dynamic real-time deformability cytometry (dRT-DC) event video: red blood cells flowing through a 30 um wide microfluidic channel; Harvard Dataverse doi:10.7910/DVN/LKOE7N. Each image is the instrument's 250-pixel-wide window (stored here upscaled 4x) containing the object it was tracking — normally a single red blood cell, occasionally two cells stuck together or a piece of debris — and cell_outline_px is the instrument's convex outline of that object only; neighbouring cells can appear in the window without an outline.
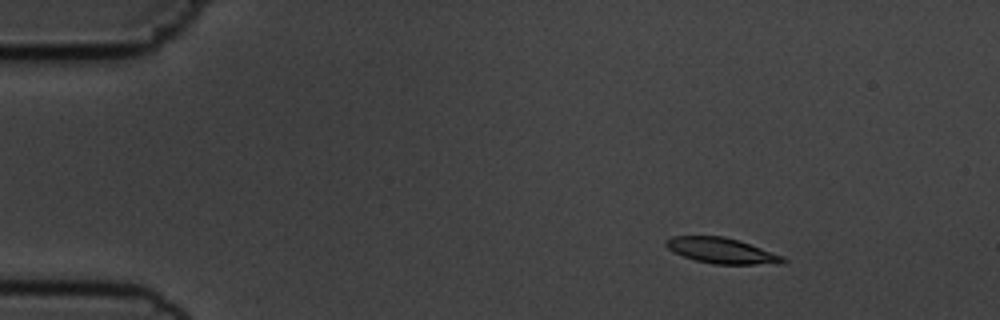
{"species": "common noctule bat (a hibernating species)", "species_latin": "Nyctalus noctula", "temperature_condition": "cold", "stored_images_in_passage": 48, "camera_frame_rate_fps": 3000, "um_per_image_px": 0.085, "animal": {"sex": "male", "body_mass_g": 19.5, "forearm_length_mm": 54.6}, "frame": {"image": 1, "passage_image": 1, "time_ms": 0.0, "image_size_px": [1000, 320], "cell_outline_px": [[788, 260], [784, 264], [712, 264], [696, 260], [684, 256], [668, 248], [664, 244], [664, 240], [672, 236], [724, 236], [740, 240], [784, 256]], "centroid_in_image_um": [61.39, 21.3], "position_along_channel_um": 23.6, "area_um2": 17.57}}
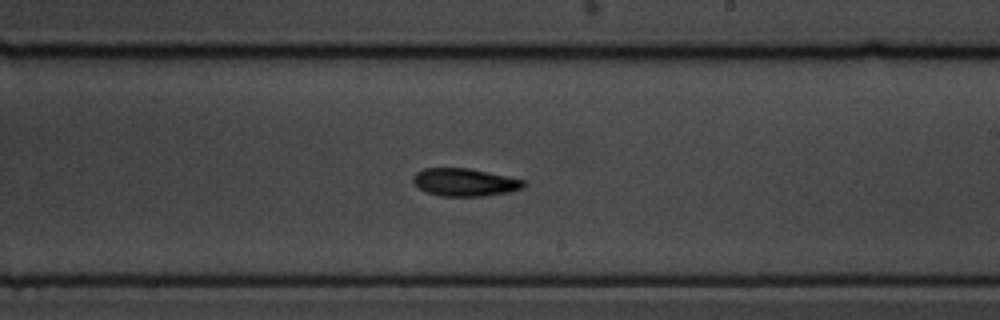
{"frame": {"image": 2, "passage_image": 26, "time_ms": 8.333, "image_size_px": [1000, 320], "cell_outline_px": [[524, 188], [508, 192], [484, 196], [440, 196], [428, 192], [420, 188], [412, 180], [412, 176], [416, 172], [424, 168], [468, 168], [524, 180]], "centroid_in_image_um": [39.48, 15.49], "position_along_channel_um": 249.5, "area_um2": 17.69}}
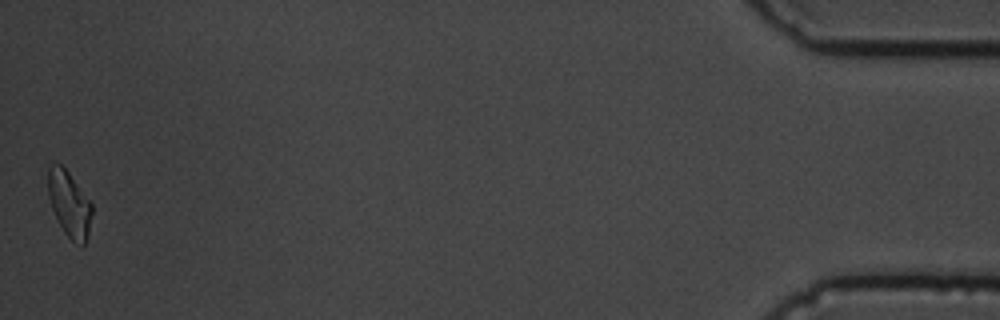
{"frame": {"image": 3, "passage_image": 48, "time_ms": 15.667, "image_size_px": [1000, 320], "cell_outline_px": [[92, 212], [88, 236], [84, 244], [80, 248], [64, 232], [52, 208], [48, 196], [48, 164], [60, 164], [68, 172], [92, 204]], "centroid_in_image_um": [5.89, 17.36], "position_along_channel_um": 429.3, "area_um2": 16.65}, "authors_computed_cell_mechanics": {"area_um2": 17.629, "velocity_mm_per_s": 3.666, "shape_relaxation_time_tau1_ms": 3.6423, "shape_relaxation_time_tau2_ms": null, "deformation_change_tau1": 0.1679, "deformation_change_tau2": null}}